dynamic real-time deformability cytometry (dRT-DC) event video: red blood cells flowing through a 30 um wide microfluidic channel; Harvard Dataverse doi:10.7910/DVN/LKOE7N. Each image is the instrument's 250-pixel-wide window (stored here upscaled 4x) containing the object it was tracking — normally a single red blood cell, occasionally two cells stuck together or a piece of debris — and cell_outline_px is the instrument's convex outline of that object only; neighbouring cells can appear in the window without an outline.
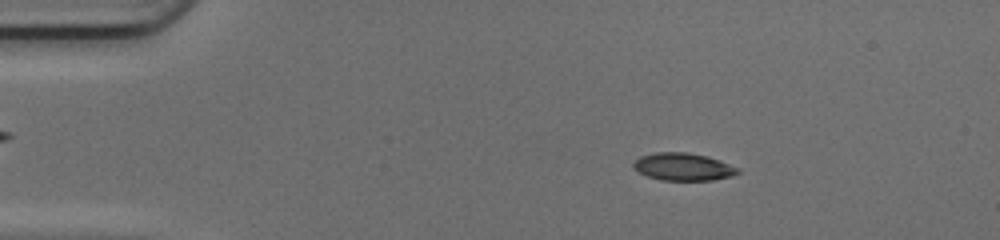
{"species": "common noctule bat (a hibernating species)", "species_latin": "Nyctalus noctula", "temperature_condition": "cold", "stored_images_in_passage": 49, "camera_frame_rate_fps": 3000, "um_per_image_px": 0.085, "animal": {"sex": "female", "body_mass_g": 17.0, "forearm_length_mm": 48.0}, "frame": {"image": 1, "passage_image": 8, "time_ms": 2.333, "image_size_px": [1000, 240], "cell_outline_px": [[740, 172], [732, 176], [712, 180], [660, 180], [648, 176], [632, 168], [632, 164], [640, 156], [652, 152], [688, 152], [708, 156], [720, 160], [740, 168]], "centroid_in_image_um": [58.08, 14.16], "position_along_channel_um": 26.9, "area_um2": 16.94}}
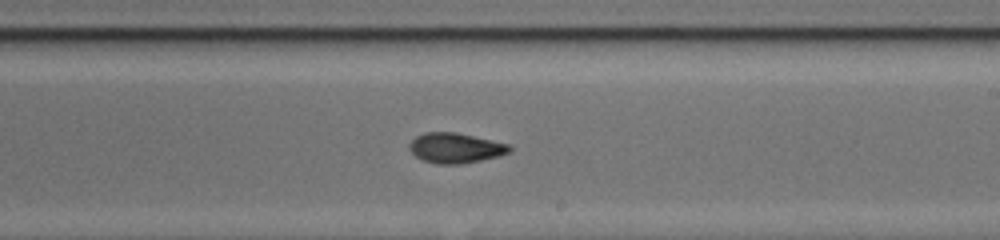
{"frame": {"image": 2, "passage_image": 29, "time_ms": 9.333, "image_size_px": [1000, 240], "cell_outline_px": [[512, 152], [500, 156], [460, 164], [436, 164], [420, 160], [408, 148], [408, 144], [416, 136], [424, 132], [456, 132], [512, 144]], "centroid_in_image_um": [38.74, 12.57], "position_along_channel_um": 250.3, "area_um2": 17.92}}
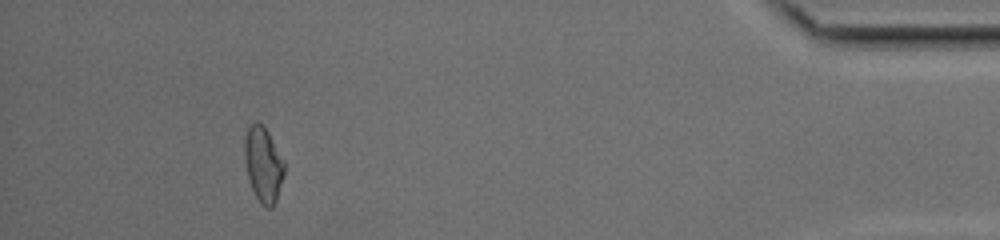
{"frame": {"image": 3, "passage_image": 45, "time_ms": 14.667, "image_size_px": [1000, 240], "cell_outline_px": [[284, 176], [276, 200], [272, 208], [264, 208], [260, 204], [252, 188], [248, 176], [244, 160], [244, 136], [248, 124], [260, 124], [268, 132], [284, 160]], "centroid_in_image_um": [22.37, 14.0], "position_along_channel_um": 412.8, "area_um2": 17.4}, "authors_computed_cell_mechanics": {"area_um2": 17.3978, "velocity_mm_per_s": 4.2048, "shape_relaxation_time_tau1_ms": null, "shape_relaxation_time_tau2_ms": 2.2876, "deformation_change_tau1": null, "deformation_change_tau2": 0.0768}}